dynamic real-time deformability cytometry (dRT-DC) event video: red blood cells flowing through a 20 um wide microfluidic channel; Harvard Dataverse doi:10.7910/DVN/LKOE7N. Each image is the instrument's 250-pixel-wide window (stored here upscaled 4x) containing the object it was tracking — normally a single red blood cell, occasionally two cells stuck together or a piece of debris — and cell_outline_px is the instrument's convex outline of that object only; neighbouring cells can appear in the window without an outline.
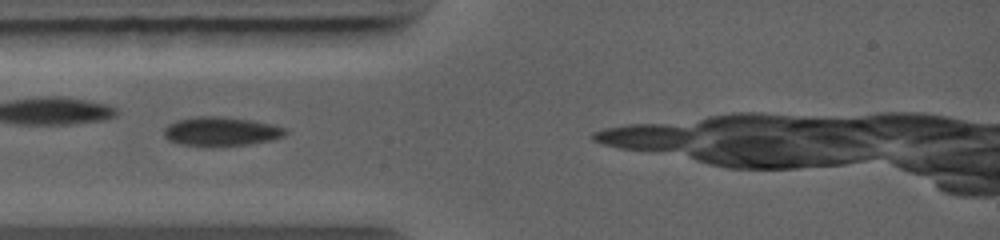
{"species": "common noctule bat (a hibernating species)", "species_latin": "Nyctalus noctula", "temperature_condition": "warm", "stored_images_in_passage": 5, "camera_frame_rate_fps": 5000, "um_per_image_px": 0.085, "animal": {"sex": "female", "body_mass_g": 19.0, "forearm_length_mm": 56.7}, "frame": {"image": 1, "passage_image": 3, "time_ms": 0.6, "image_size_px": [1000, 240], "cell_outline_px": [[288, 132], [284, 136], [272, 140], [244, 144], [212, 148], [204, 148], [180, 144], [168, 140], [164, 136], [164, 128], [168, 124], [176, 120], [196, 116], [224, 116], [252, 120], [272, 124], [288, 128]], "centroid_in_image_um": [18.77, 11.18], "position_along_channel_um": 66.2, "area_um2": 21.21}}